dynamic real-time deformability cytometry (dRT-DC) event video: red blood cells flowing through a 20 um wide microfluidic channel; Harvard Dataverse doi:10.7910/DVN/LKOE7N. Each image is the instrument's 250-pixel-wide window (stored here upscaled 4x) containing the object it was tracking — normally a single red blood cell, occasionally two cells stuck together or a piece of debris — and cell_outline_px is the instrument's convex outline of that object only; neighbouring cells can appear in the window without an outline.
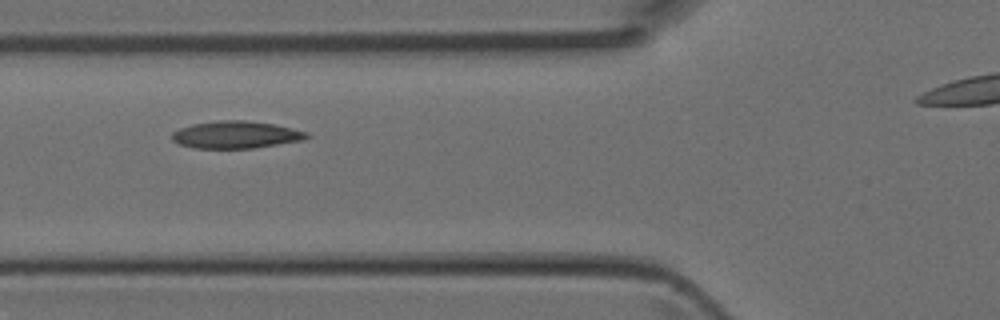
{"species": "Egyptian fruit bat (a non-hibernating species)", "species_latin": "Rousettus aegyptiacus", "temperature_condition": "room temperature", "stored_images_in_passage": 4, "camera_frame_rate_fps": 3000, "um_per_image_px": 0.085, "animal": {"sex": "female"}, "frame": {"image": 1, "passage_image": 4, "time_ms": 1.0, "image_size_px": [1000, 320], "cell_outline_px": [[312, 136], [304, 140], [252, 148], [192, 148], [180, 144], [172, 140], [172, 132], [180, 128], [192, 124], [220, 120], [244, 120], [272, 124], [292, 128], [308, 132]], "centroid_in_image_um": [20.06, 11.45], "position_along_channel_um": 105.7, "area_um2": 21.39}}